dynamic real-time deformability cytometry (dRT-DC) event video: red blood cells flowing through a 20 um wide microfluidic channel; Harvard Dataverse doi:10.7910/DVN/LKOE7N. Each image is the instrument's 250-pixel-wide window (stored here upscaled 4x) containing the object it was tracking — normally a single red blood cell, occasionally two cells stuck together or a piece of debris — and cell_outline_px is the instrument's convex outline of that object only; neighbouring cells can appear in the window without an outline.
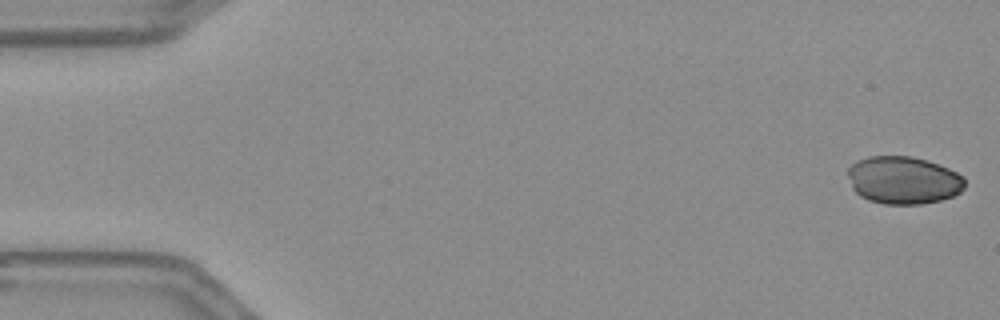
{"species": "Egyptian fruit bat (a non-hibernating species)", "species_latin": "Rousettus aegyptiacus", "temperature_condition": "warm", "stored_images_in_passage": 11, "camera_frame_rate_fps": 3000, "um_per_image_px": 0.085, "frame": {"image": 1, "passage_image": 1, "time_ms": 0.0, "image_size_px": [1000, 320], "cell_outline_px": [[964, 188], [960, 192], [952, 196], [940, 200], [920, 204], [884, 204], [868, 200], [860, 196], [852, 188], [848, 176], [848, 168], [856, 160], [868, 156], [912, 156], [928, 160], [948, 168], [964, 176]], "centroid_in_image_um": [76.77, 15.31], "position_along_channel_um": 8.2, "area_um2": 32.66}}